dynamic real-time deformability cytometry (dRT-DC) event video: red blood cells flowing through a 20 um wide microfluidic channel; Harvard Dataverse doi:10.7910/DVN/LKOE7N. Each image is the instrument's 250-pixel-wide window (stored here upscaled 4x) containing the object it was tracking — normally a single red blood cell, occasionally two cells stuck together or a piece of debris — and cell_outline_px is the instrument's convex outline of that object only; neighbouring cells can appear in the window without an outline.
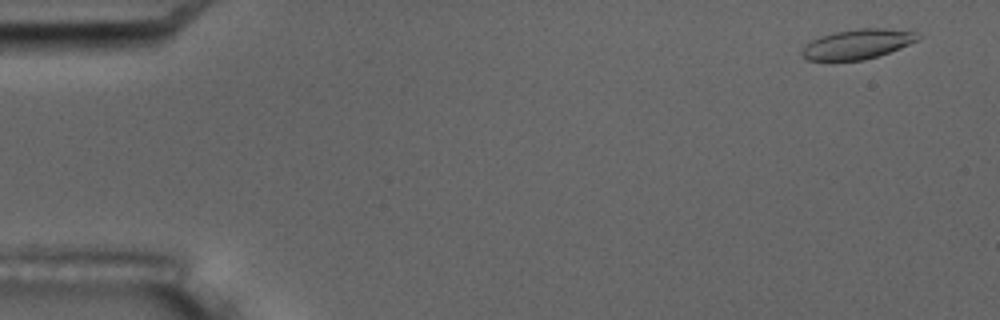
{"species": "common noctule bat (a hibernating species)", "species_latin": "Nyctalus noctula", "temperature_condition": "room temperature", "stored_images_in_passage": 5, "camera_frame_rate_fps": 3000, "um_per_image_px": 0.085, "animal": {"sex": "male", "body_mass_g": 17.5, "forearm_length_mm": 52.3}, "frame": {"image": 1, "passage_image": 1, "time_ms": 0.0, "image_size_px": [1000, 320], "cell_outline_px": [[924, 36], [920, 40], [900, 48], [864, 60], [808, 60], [800, 56], [800, 52], [812, 40], [820, 36], [836, 32], [860, 28], [884, 28], [916, 32]], "centroid_in_image_um": [72.93, 3.74], "position_along_channel_um": 12.1, "area_um2": 20.06}}